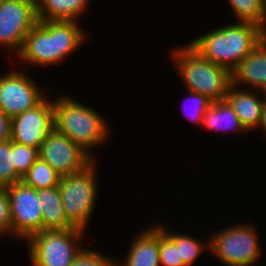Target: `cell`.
<instances>
[{
  "mask_svg": "<svg viewBox=\"0 0 266 266\" xmlns=\"http://www.w3.org/2000/svg\"><path fill=\"white\" fill-rule=\"evenodd\" d=\"M19 181L14 165V141L0 142V186L9 187Z\"/></svg>",
  "mask_w": 266,
  "mask_h": 266,
  "instance_id": "cell-22",
  "label": "cell"
},
{
  "mask_svg": "<svg viewBox=\"0 0 266 266\" xmlns=\"http://www.w3.org/2000/svg\"><path fill=\"white\" fill-rule=\"evenodd\" d=\"M226 100L231 104L248 133L255 129L258 130L262 110L266 103V93L258 90L240 89L231 85Z\"/></svg>",
  "mask_w": 266,
  "mask_h": 266,
  "instance_id": "cell-15",
  "label": "cell"
},
{
  "mask_svg": "<svg viewBox=\"0 0 266 266\" xmlns=\"http://www.w3.org/2000/svg\"><path fill=\"white\" fill-rule=\"evenodd\" d=\"M11 118L0 110V142L10 140Z\"/></svg>",
  "mask_w": 266,
  "mask_h": 266,
  "instance_id": "cell-28",
  "label": "cell"
},
{
  "mask_svg": "<svg viewBox=\"0 0 266 266\" xmlns=\"http://www.w3.org/2000/svg\"><path fill=\"white\" fill-rule=\"evenodd\" d=\"M231 75L235 87L266 93V38L231 71Z\"/></svg>",
  "mask_w": 266,
  "mask_h": 266,
  "instance_id": "cell-14",
  "label": "cell"
},
{
  "mask_svg": "<svg viewBox=\"0 0 266 266\" xmlns=\"http://www.w3.org/2000/svg\"><path fill=\"white\" fill-rule=\"evenodd\" d=\"M98 161L95 160L81 172L60 176L58 185L68 221L86 232L99 196Z\"/></svg>",
  "mask_w": 266,
  "mask_h": 266,
  "instance_id": "cell-6",
  "label": "cell"
},
{
  "mask_svg": "<svg viewBox=\"0 0 266 266\" xmlns=\"http://www.w3.org/2000/svg\"><path fill=\"white\" fill-rule=\"evenodd\" d=\"M188 92V96L190 98V102L189 104H187V106H189L190 104V109L188 108V110H186L185 112L188 111V114H185V117L187 119H189L190 121H192L194 123V125L198 124L199 126L202 127V119H203V115L205 113V110L211 105V103L213 102L212 100H210L207 96H204L200 93H196L194 91H190V90H186ZM187 103V102H186ZM183 107V106H181ZM186 109V108H185ZM184 110V109H183ZM184 112V111H183ZM190 112V113H189Z\"/></svg>",
  "mask_w": 266,
  "mask_h": 266,
  "instance_id": "cell-25",
  "label": "cell"
},
{
  "mask_svg": "<svg viewBox=\"0 0 266 266\" xmlns=\"http://www.w3.org/2000/svg\"><path fill=\"white\" fill-rule=\"evenodd\" d=\"M159 253L161 266H186L180 258L176 243L159 226Z\"/></svg>",
  "mask_w": 266,
  "mask_h": 266,
  "instance_id": "cell-23",
  "label": "cell"
},
{
  "mask_svg": "<svg viewBox=\"0 0 266 266\" xmlns=\"http://www.w3.org/2000/svg\"><path fill=\"white\" fill-rule=\"evenodd\" d=\"M39 158V149L14 142V165L16 174L22 176Z\"/></svg>",
  "mask_w": 266,
  "mask_h": 266,
  "instance_id": "cell-24",
  "label": "cell"
},
{
  "mask_svg": "<svg viewBox=\"0 0 266 266\" xmlns=\"http://www.w3.org/2000/svg\"><path fill=\"white\" fill-rule=\"evenodd\" d=\"M8 235L12 236L10 203L6 187L0 186V238H8Z\"/></svg>",
  "mask_w": 266,
  "mask_h": 266,
  "instance_id": "cell-27",
  "label": "cell"
},
{
  "mask_svg": "<svg viewBox=\"0 0 266 266\" xmlns=\"http://www.w3.org/2000/svg\"><path fill=\"white\" fill-rule=\"evenodd\" d=\"M115 260L97 249L84 247L71 266H115Z\"/></svg>",
  "mask_w": 266,
  "mask_h": 266,
  "instance_id": "cell-26",
  "label": "cell"
},
{
  "mask_svg": "<svg viewBox=\"0 0 266 266\" xmlns=\"http://www.w3.org/2000/svg\"><path fill=\"white\" fill-rule=\"evenodd\" d=\"M85 233L82 229L72 228L33 234L25 241L30 266H71L84 248Z\"/></svg>",
  "mask_w": 266,
  "mask_h": 266,
  "instance_id": "cell-7",
  "label": "cell"
},
{
  "mask_svg": "<svg viewBox=\"0 0 266 266\" xmlns=\"http://www.w3.org/2000/svg\"><path fill=\"white\" fill-rule=\"evenodd\" d=\"M30 76L22 68L0 73V110L10 118L33 109L48 96Z\"/></svg>",
  "mask_w": 266,
  "mask_h": 266,
  "instance_id": "cell-8",
  "label": "cell"
},
{
  "mask_svg": "<svg viewBox=\"0 0 266 266\" xmlns=\"http://www.w3.org/2000/svg\"><path fill=\"white\" fill-rule=\"evenodd\" d=\"M89 4L90 0H36L37 19L78 21Z\"/></svg>",
  "mask_w": 266,
  "mask_h": 266,
  "instance_id": "cell-16",
  "label": "cell"
},
{
  "mask_svg": "<svg viewBox=\"0 0 266 266\" xmlns=\"http://www.w3.org/2000/svg\"><path fill=\"white\" fill-rule=\"evenodd\" d=\"M157 222V224L163 229V231L176 243L177 248H179L180 258H182L184 264L186 266H193L195 265V261L199 259L200 255L208 250H210V237L208 235L207 238L203 240L196 236H191V233L188 234L187 232L184 234L183 232H174L169 230L166 223L164 224ZM167 228V229H166ZM172 231V232H171ZM171 232V233H170ZM205 250V251H204Z\"/></svg>",
  "mask_w": 266,
  "mask_h": 266,
  "instance_id": "cell-19",
  "label": "cell"
},
{
  "mask_svg": "<svg viewBox=\"0 0 266 266\" xmlns=\"http://www.w3.org/2000/svg\"><path fill=\"white\" fill-rule=\"evenodd\" d=\"M78 22L38 20L26 35L19 53L15 57L12 55L8 61L12 62V66L17 59L16 62L23 66L36 65L40 68L62 64L86 43L88 34Z\"/></svg>",
  "mask_w": 266,
  "mask_h": 266,
  "instance_id": "cell-1",
  "label": "cell"
},
{
  "mask_svg": "<svg viewBox=\"0 0 266 266\" xmlns=\"http://www.w3.org/2000/svg\"><path fill=\"white\" fill-rule=\"evenodd\" d=\"M170 60L186 90L207 96L210 100H226L232 85L231 71L202 57L188 43L169 50Z\"/></svg>",
  "mask_w": 266,
  "mask_h": 266,
  "instance_id": "cell-4",
  "label": "cell"
},
{
  "mask_svg": "<svg viewBox=\"0 0 266 266\" xmlns=\"http://www.w3.org/2000/svg\"><path fill=\"white\" fill-rule=\"evenodd\" d=\"M253 225L244 221L217 230L212 229L214 232L211 230L209 236L208 252L224 266H258L263 246L260 245L261 238Z\"/></svg>",
  "mask_w": 266,
  "mask_h": 266,
  "instance_id": "cell-5",
  "label": "cell"
},
{
  "mask_svg": "<svg viewBox=\"0 0 266 266\" xmlns=\"http://www.w3.org/2000/svg\"><path fill=\"white\" fill-rule=\"evenodd\" d=\"M53 128V98L49 95L33 109L11 118L10 139L16 143L39 149Z\"/></svg>",
  "mask_w": 266,
  "mask_h": 266,
  "instance_id": "cell-12",
  "label": "cell"
},
{
  "mask_svg": "<svg viewBox=\"0 0 266 266\" xmlns=\"http://www.w3.org/2000/svg\"><path fill=\"white\" fill-rule=\"evenodd\" d=\"M6 189L10 203L12 237L25 242L30 236L43 230L38 190L22 181Z\"/></svg>",
  "mask_w": 266,
  "mask_h": 266,
  "instance_id": "cell-10",
  "label": "cell"
},
{
  "mask_svg": "<svg viewBox=\"0 0 266 266\" xmlns=\"http://www.w3.org/2000/svg\"><path fill=\"white\" fill-rule=\"evenodd\" d=\"M38 22L36 0H0V46L16 56ZM11 51V52H10Z\"/></svg>",
  "mask_w": 266,
  "mask_h": 266,
  "instance_id": "cell-9",
  "label": "cell"
},
{
  "mask_svg": "<svg viewBox=\"0 0 266 266\" xmlns=\"http://www.w3.org/2000/svg\"><path fill=\"white\" fill-rule=\"evenodd\" d=\"M259 129L262 130V134L264 133V136H266V103H265L263 110H262V117H261V121H260L258 130Z\"/></svg>",
  "mask_w": 266,
  "mask_h": 266,
  "instance_id": "cell-29",
  "label": "cell"
},
{
  "mask_svg": "<svg viewBox=\"0 0 266 266\" xmlns=\"http://www.w3.org/2000/svg\"><path fill=\"white\" fill-rule=\"evenodd\" d=\"M124 259L115 260V266H161L159 253V225L142 227L132 238Z\"/></svg>",
  "mask_w": 266,
  "mask_h": 266,
  "instance_id": "cell-13",
  "label": "cell"
},
{
  "mask_svg": "<svg viewBox=\"0 0 266 266\" xmlns=\"http://www.w3.org/2000/svg\"><path fill=\"white\" fill-rule=\"evenodd\" d=\"M42 208L43 230H69L75 228L67 219L58 186L38 190Z\"/></svg>",
  "mask_w": 266,
  "mask_h": 266,
  "instance_id": "cell-17",
  "label": "cell"
},
{
  "mask_svg": "<svg viewBox=\"0 0 266 266\" xmlns=\"http://www.w3.org/2000/svg\"><path fill=\"white\" fill-rule=\"evenodd\" d=\"M59 180L60 175L40 157L21 178L25 185L36 190L58 186Z\"/></svg>",
  "mask_w": 266,
  "mask_h": 266,
  "instance_id": "cell-21",
  "label": "cell"
},
{
  "mask_svg": "<svg viewBox=\"0 0 266 266\" xmlns=\"http://www.w3.org/2000/svg\"><path fill=\"white\" fill-rule=\"evenodd\" d=\"M264 38L260 26L235 21L204 31L187 43L210 62L232 71Z\"/></svg>",
  "mask_w": 266,
  "mask_h": 266,
  "instance_id": "cell-2",
  "label": "cell"
},
{
  "mask_svg": "<svg viewBox=\"0 0 266 266\" xmlns=\"http://www.w3.org/2000/svg\"><path fill=\"white\" fill-rule=\"evenodd\" d=\"M56 96L53 98L54 127L96 160L94 149L104 146L111 136L109 120L71 94L64 92Z\"/></svg>",
  "mask_w": 266,
  "mask_h": 266,
  "instance_id": "cell-3",
  "label": "cell"
},
{
  "mask_svg": "<svg viewBox=\"0 0 266 266\" xmlns=\"http://www.w3.org/2000/svg\"><path fill=\"white\" fill-rule=\"evenodd\" d=\"M39 157L60 176L81 172L95 161L80 146L55 127L48 133L40 146Z\"/></svg>",
  "mask_w": 266,
  "mask_h": 266,
  "instance_id": "cell-11",
  "label": "cell"
},
{
  "mask_svg": "<svg viewBox=\"0 0 266 266\" xmlns=\"http://www.w3.org/2000/svg\"><path fill=\"white\" fill-rule=\"evenodd\" d=\"M202 127L213 131H229L248 135L247 130L241 124L233 107L227 100L214 101L205 110L202 119ZM216 129V130H215Z\"/></svg>",
  "mask_w": 266,
  "mask_h": 266,
  "instance_id": "cell-18",
  "label": "cell"
},
{
  "mask_svg": "<svg viewBox=\"0 0 266 266\" xmlns=\"http://www.w3.org/2000/svg\"><path fill=\"white\" fill-rule=\"evenodd\" d=\"M236 22L255 24L266 30L265 0H226Z\"/></svg>",
  "mask_w": 266,
  "mask_h": 266,
  "instance_id": "cell-20",
  "label": "cell"
}]
</instances>
